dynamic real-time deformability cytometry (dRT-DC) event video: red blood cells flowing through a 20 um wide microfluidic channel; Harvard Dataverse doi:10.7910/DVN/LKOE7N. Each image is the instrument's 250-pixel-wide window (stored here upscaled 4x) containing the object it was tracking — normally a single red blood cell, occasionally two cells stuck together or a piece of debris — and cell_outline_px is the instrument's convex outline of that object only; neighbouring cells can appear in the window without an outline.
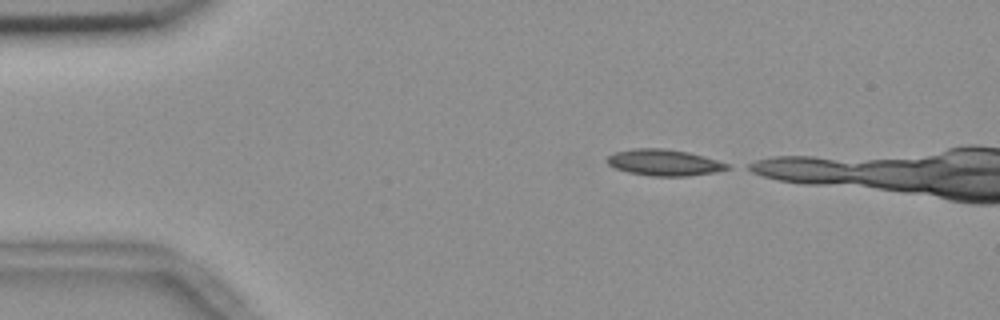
{"species": "common noctule bat (a hibernating species)", "species_latin": "Nyctalus noctula", "temperature_condition": "room temperature", "stored_images_in_passage": 6, "camera_frame_rate_fps": 3000, "um_per_image_px": 0.085, "animal": {"sex": "female", "body_mass_g": 18.4}, "frame": {"image": 1, "passage_image": 1, "time_ms": 0.0, "image_size_px": [1000, 320], "cell_outline_px": [[732, 168], [716, 172], [688, 176], [652, 176], [628, 172], [616, 168], [608, 164], [604, 160], [608, 156], [616, 152], [632, 148], [664, 148], [688, 152], [704, 156], [728, 164]], "centroid_in_image_um": [56.44, 13.81], "position_along_channel_um": 28.6, "area_um2": 18.44}}